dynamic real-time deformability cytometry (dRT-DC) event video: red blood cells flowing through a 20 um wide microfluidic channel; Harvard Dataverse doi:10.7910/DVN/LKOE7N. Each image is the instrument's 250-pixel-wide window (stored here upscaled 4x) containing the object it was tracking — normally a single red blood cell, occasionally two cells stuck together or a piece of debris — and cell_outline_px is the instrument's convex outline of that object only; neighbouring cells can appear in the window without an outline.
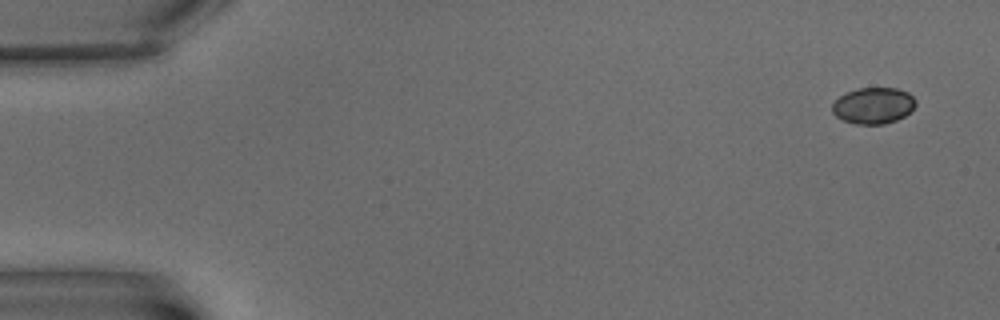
{"species": "common noctule bat (a hibernating species)", "species_latin": "Nyctalus noctula", "temperature_condition": "warm", "stored_images_in_passage": 5, "camera_frame_rate_fps": 3000, "um_per_image_px": 0.085, "animal": {"sex": "male", "body_mass_g": 15.6}, "frame": {"image": 1, "passage_image": 1, "time_ms": 0.0, "image_size_px": [1000, 320], "cell_outline_px": [[916, 104], [904, 116], [896, 120], [884, 124], [856, 124], [844, 120], [836, 116], [832, 112], [832, 104], [844, 92], [856, 88], [896, 88], [908, 92], [916, 100]], "centroid_in_image_um": [74.22, 8.96], "position_along_channel_um": 10.8, "area_um2": 17.63}}
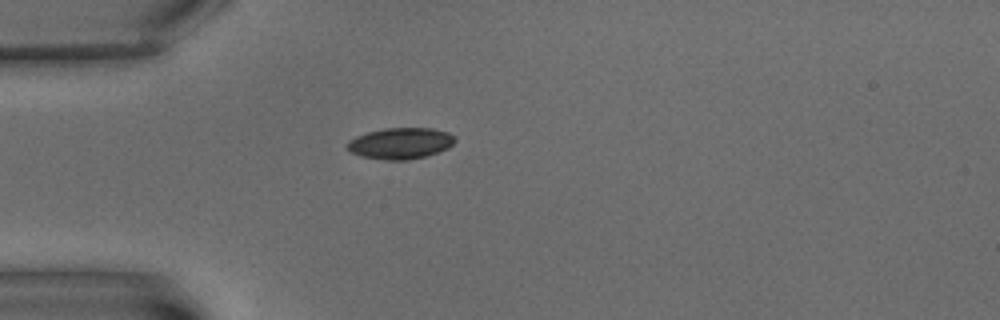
{"frame": {"image": 2, "passage_image": 5, "time_ms": 5.333, "image_size_px": [1000, 320], "cell_outline_px": [[456, 140], [448, 148], [424, 156], [408, 160], [384, 160], [360, 156], [352, 152], [344, 144], [348, 140], [356, 136], [368, 132], [384, 128], [432, 128], [448, 132]], "centroid_in_image_um": [34.0, 12.18], "position_along_channel_um": 51.0, "area_um2": 19.54}}